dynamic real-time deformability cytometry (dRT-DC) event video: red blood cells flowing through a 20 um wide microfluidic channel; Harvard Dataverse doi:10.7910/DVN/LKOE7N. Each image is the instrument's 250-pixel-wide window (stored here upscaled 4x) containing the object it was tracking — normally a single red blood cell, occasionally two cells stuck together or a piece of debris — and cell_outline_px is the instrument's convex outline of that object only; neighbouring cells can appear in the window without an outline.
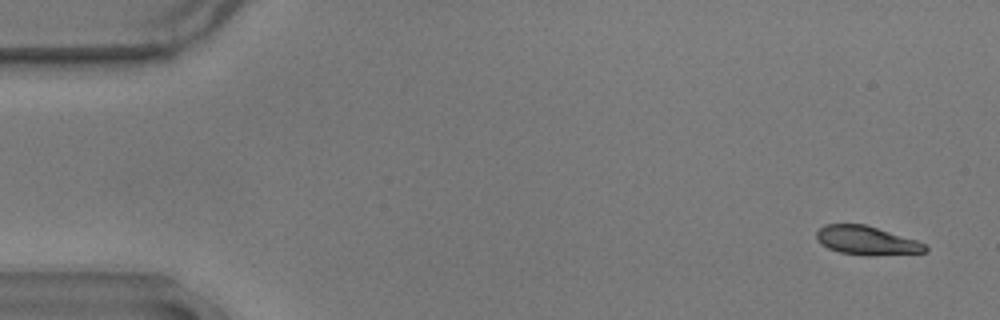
{"species": "common noctule bat (a hibernating species)", "species_latin": "Nyctalus noctula", "temperature_condition": "warm", "stored_images_in_passage": 56, "camera_frame_rate_fps": 3000, "um_per_image_px": 0.085, "animal": {"sex": "male", "body_mass_g": 17.9}, "frame": {"image": 1, "passage_image": 3, "time_ms": 0.667, "image_size_px": [1000, 320], "cell_outline_px": [[928, 252], [872, 256], [840, 252], [828, 248], [820, 244], [816, 240], [816, 232], [824, 224], [864, 224], [916, 240], [924, 244], [928, 248]], "centroid_in_image_um": [73.64, 20.45], "position_along_channel_um": 11.4, "area_um2": 18.21}}
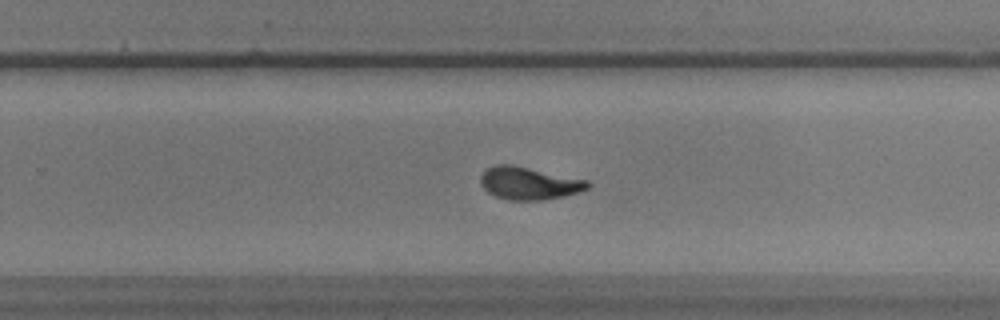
{"frame": {"image": 2, "passage_image": 36, "time_ms": 11.667, "image_size_px": [1000, 320], "cell_outline_px": [[592, 184], [588, 188], [580, 192], [564, 196], [544, 200], [508, 200], [496, 196], [488, 192], [480, 184], [480, 176], [488, 168], [496, 164], [512, 164], [588, 180]], "centroid_in_image_um": [44.98, 15.58], "position_along_channel_um": 284.8, "area_um2": 20.46}}
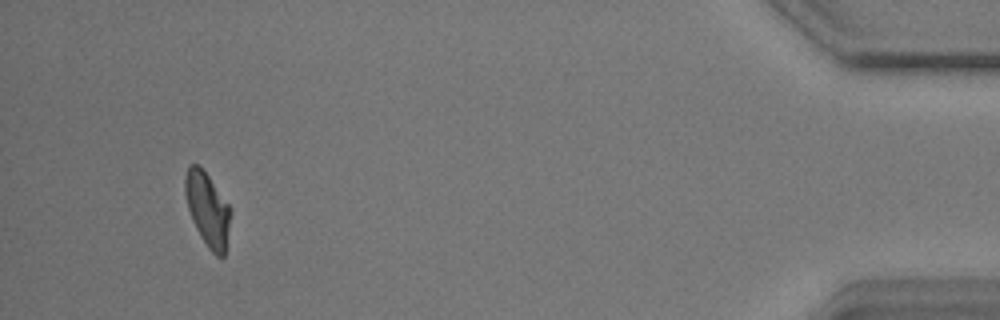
{"frame": {"image": 3, "passage_image": 53, "time_ms": 17.333, "image_size_px": [1000, 320], "cell_outline_px": [[232, 212], [224, 256], [216, 256], [208, 248], [200, 236], [192, 220], [188, 208], [184, 192], [184, 176], [188, 164], [200, 164], [232, 208]], "centroid_in_image_um": [17.64, 17.74], "position_along_channel_um": 417.6, "area_um2": 19.88}, "authors_computed_cell_mechanics": {"area_um2": 20.0855, "velocity_mm_per_s": 3.5956, "shape_relaxation_time_tau1_ms": 2.3248, "shape_relaxation_time_tau2_ms": 0.7583, "deformation_change_tau1": 0.1566, "deformation_change_tau2": 0.0528}}